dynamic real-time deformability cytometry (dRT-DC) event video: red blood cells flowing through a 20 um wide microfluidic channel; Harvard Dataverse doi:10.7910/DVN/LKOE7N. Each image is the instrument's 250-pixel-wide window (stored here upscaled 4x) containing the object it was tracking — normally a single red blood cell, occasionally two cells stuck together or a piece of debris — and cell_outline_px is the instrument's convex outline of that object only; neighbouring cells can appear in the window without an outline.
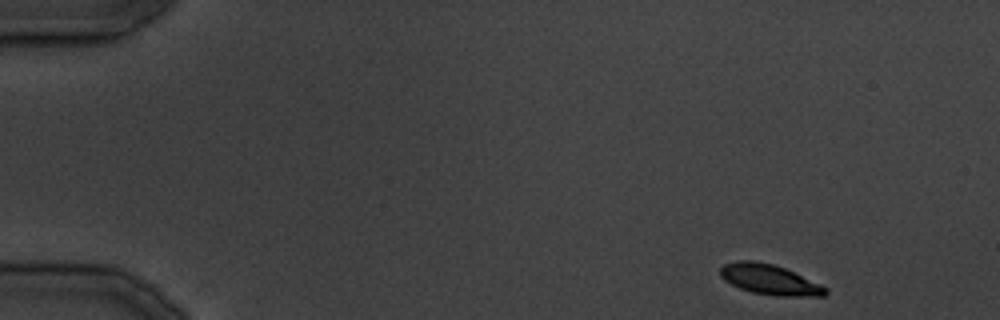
{"species": "common noctule bat (a hibernating species)", "species_latin": "Nyctalus noctula", "temperature_condition": "cold", "stored_images_in_passage": 33, "camera_frame_rate_fps": 3000, "um_per_image_px": 0.085, "animal": {"sex": "male", "body_mass_g": 19.5, "forearm_length_mm": 54.6}, "frame": {"image": 1, "passage_image": 1, "time_ms": 0.0, "image_size_px": [1000, 320], "cell_outline_px": [[828, 292], [824, 296], [776, 296], [752, 292], [740, 288], [724, 280], [720, 276], [720, 268], [724, 264], [736, 260], [756, 260], [772, 264], [784, 268], [820, 284], [828, 288]], "centroid_in_image_um": [65.4, 23.76], "position_along_channel_um": 19.6, "area_um2": 18.5}}
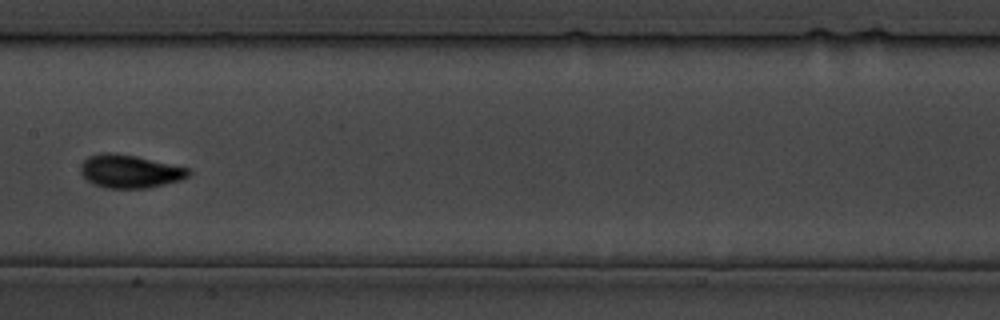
{"frame": {"image": 2, "passage_image": 16, "time_ms": 18.333, "image_size_px": [1000, 320], "cell_outline_px": [[192, 172], [188, 176], [180, 180], [144, 188], [108, 188], [96, 184], [88, 180], [80, 172], [80, 164], [88, 156], [100, 152], [112, 152], [136, 156], [188, 168]], "centroid_in_image_um": [11.0, 14.54], "position_along_channel_um": 196.4, "area_um2": 20.63}}
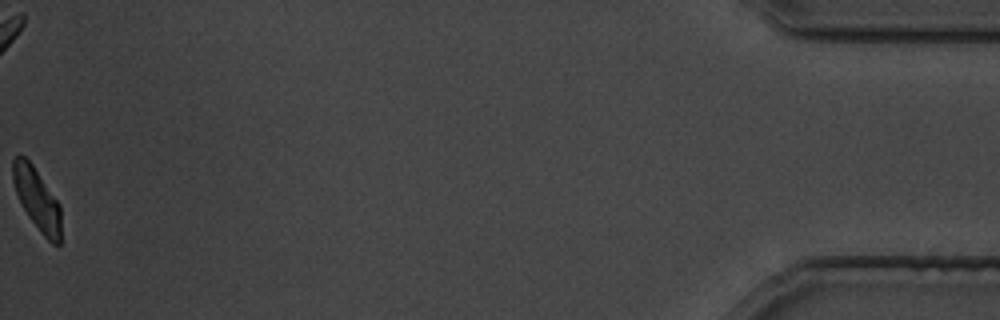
{"frame": {"image": 3, "passage_image": 33, "time_ms": 39.333, "image_size_px": [1000, 320], "cell_outline_px": [[60, 244], [52, 244], [40, 232], [28, 216], [16, 192], [12, 180], [12, 160], [16, 156], [24, 156], [32, 164], [60, 204]], "centroid_in_image_um": [3.14, 16.92], "position_along_channel_um": 432.1, "area_um2": 17.17}}